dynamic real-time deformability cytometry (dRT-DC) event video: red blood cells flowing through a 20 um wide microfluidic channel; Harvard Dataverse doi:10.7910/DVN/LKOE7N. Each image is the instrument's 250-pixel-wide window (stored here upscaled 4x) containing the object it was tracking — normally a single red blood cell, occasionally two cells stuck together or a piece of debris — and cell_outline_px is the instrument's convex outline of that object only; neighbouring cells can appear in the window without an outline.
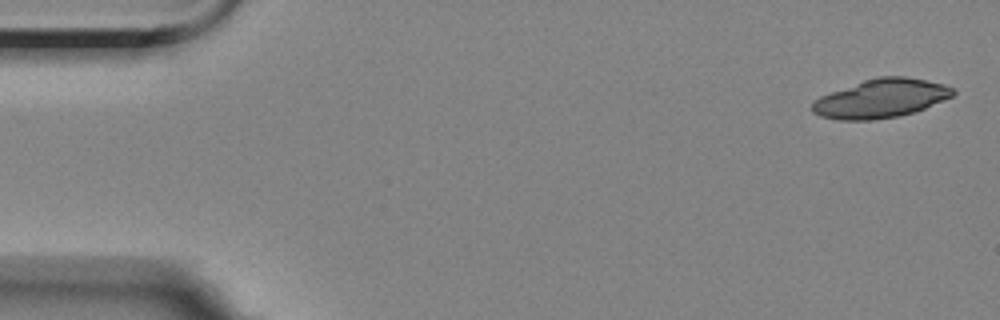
{"species": "Egyptian fruit bat (a non-hibernating species)", "species_latin": "Rousettus aegyptiacus", "temperature_condition": "room temperature", "stored_images_in_passage": 4, "camera_frame_rate_fps": 3000, "um_per_image_px": 0.085, "animal": {"sex": "female"}, "frame": {"image": 1, "passage_image": 1, "time_ms": 0.0, "image_size_px": [1000, 320], "cell_outline_px": [[956, 92], [952, 96], [924, 108], [900, 116], [872, 120], [836, 120], [820, 116], [812, 112], [812, 104], [820, 96], [864, 80], [880, 76], [904, 76], [944, 84], [952, 88]], "centroid_in_image_um": [74.86, 8.38], "position_along_channel_um": 10.1, "area_um2": 31.44}}